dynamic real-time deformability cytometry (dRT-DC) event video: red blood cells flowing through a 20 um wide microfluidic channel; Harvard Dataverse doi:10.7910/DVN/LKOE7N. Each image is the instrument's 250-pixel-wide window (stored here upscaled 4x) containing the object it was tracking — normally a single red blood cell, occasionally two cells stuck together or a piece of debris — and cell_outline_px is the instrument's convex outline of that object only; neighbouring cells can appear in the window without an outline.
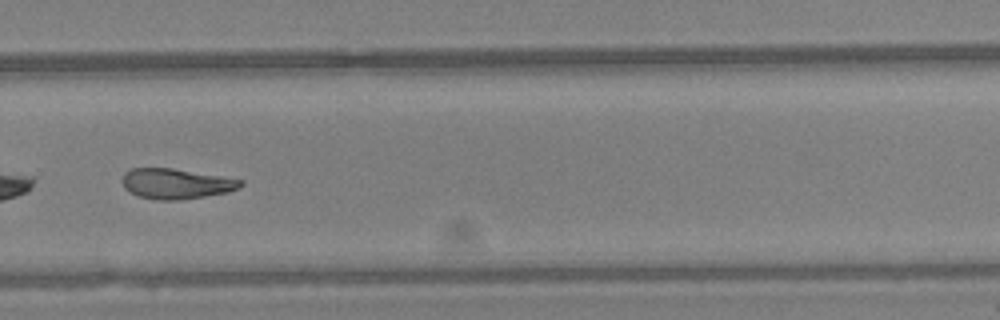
{"species": "Egyptian fruit bat (a non-hibernating species)", "species_latin": "Rousettus aegyptiacus", "temperature_condition": "warm", "stored_images_in_passage": 43, "camera_frame_rate_fps": 3000, "um_per_image_px": 0.085, "animal": {"sex": "female"}, "frame": {"image": 1, "passage_image": 31, "time_ms": 10.0, "image_size_px": [1000, 320], "cell_outline_px": [[244, 184], [228, 192], [180, 200], [156, 200], [140, 196], [124, 188], [124, 172], [132, 168], [172, 168], [244, 180]], "centroid_in_image_um": [14.98, 15.61], "position_along_channel_um": 314.8, "area_um2": 20.58}}